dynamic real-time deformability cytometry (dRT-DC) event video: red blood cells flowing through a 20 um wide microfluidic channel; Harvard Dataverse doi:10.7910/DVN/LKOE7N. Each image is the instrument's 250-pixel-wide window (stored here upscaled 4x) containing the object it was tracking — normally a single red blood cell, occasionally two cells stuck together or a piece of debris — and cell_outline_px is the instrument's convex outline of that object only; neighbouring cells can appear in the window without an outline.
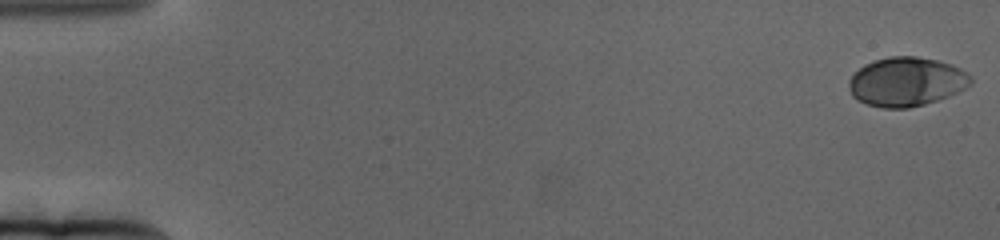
{"species": "human", "species_latin": "Homo sapiens", "temperature_condition": "cold", "stored_images_in_passage": 66, "camera_frame_rate_fps": 3000, "um_per_image_px": 0.085, "donor": {"sex": "female"}, "frame": {"image": 1, "passage_image": 1, "time_ms": 0.0, "image_size_px": [1000, 240], "cell_outline_px": [[972, 84], [948, 96], [924, 104], [908, 108], [884, 108], [868, 104], [856, 100], [852, 96], [848, 88], [848, 80], [864, 64], [888, 56], [916, 56], [936, 60], [952, 64], [968, 72], [972, 76]], "centroid_in_image_um": [77.04, 6.94], "position_along_channel_um": 8.0, "area_um2": 34.91}}
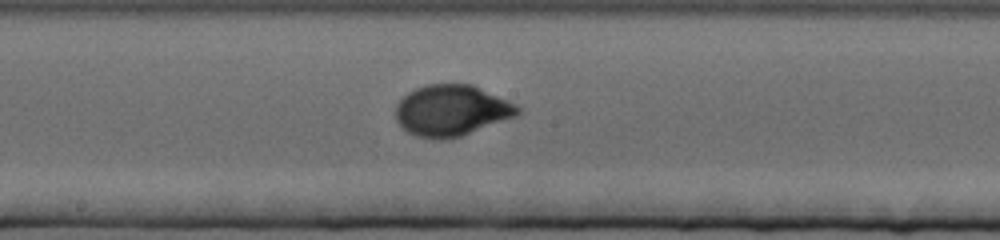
{"frame": {"image": 2, "passage_image": 36, "time_ms": 11.667, "image_size_px": [1000, 240], "cell_outline_px": [[524, 108], [516, 116], [460, 136], [444, 140], [436, 140], [416, 136], [408, 132], [396, 120], [396, 104], [408, 92], [416, 88], [428, 84], [472, 84], [508, 100]], "centroid_in_image_um": [38.39, 9.39], "position_along_channel_um": 209.8, "area_um2": 36.3}}
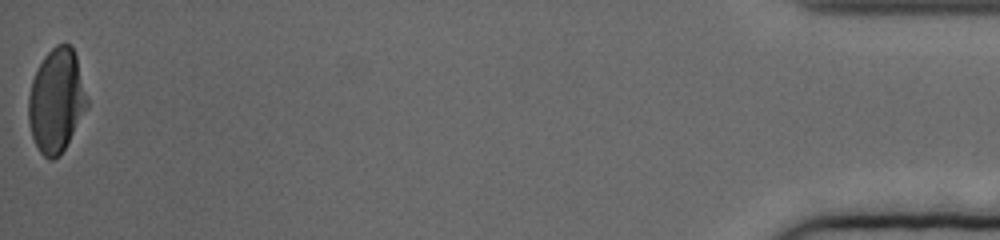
{"frame": {"image": 3, "passage_image": 66, "time_ms": 21.667, "image_size_px": [1000, 240], "cell_outline_px": [[88, 108], [60, 156], [52, 160], [48, 160], [40, 152], [32, 136], [28, 120], [28, 96], [32, 80], [44, 56], [56, 44], [72, 44], [76, 56], [88, 100]], "centroid_in_image_um": [4.8, 8.57], "position_along_channel_um": 430.4, "area_um2": 35.43}, "authors_computed_cell_mechanics": {"area_um2": 34.6222, "velocity_mm_per_s": 3.1033, "shape_relaxation_time_tau1_ms": 3.5987, "shape_relaxation_time_tau2_ms": null, "deformation_change_tau1": 0.1935, "deformation_change_tau2": null}}